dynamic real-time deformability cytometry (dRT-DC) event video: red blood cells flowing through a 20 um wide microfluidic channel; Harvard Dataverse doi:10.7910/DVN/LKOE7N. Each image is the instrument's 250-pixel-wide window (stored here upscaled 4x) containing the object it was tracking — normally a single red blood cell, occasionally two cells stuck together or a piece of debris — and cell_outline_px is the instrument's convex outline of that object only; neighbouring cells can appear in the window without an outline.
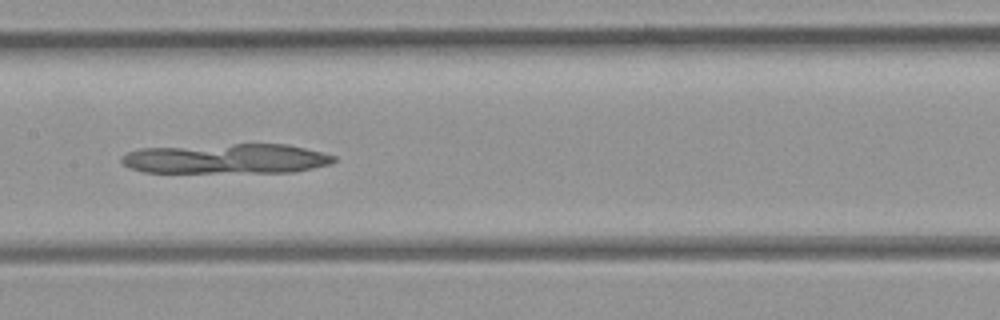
{"species": "common noctule bat (a hibernating species)", "species_latin": "Nyctalus noctula", "temperature_condition": "room temperature", "stored_images_in_passage": 38, "segment_of_instrument_passage": [1, 2], "camera_frame_rate_fps": 3000, "um_per_image_px": 0.085, "animal": {"sex": "female", "body_mass_g": 21.9}, "frame": {"image": 1, "passage_image": 16, "time_ms": 5.0, "image_size_px": [1000, 320], "cell_outline_px": [[336, 160], [332, 164], [296, 172], [144, 172], [128, 168], [120, 160], [120, 156], [128, 152], [140, 148], [232, 144], [288, 144], [324, 152], [336, 156]], "centroid_in_image_um": [19.27, 13.49], "position_along_channel_um": 188.1, "area_um2": 37.34}}
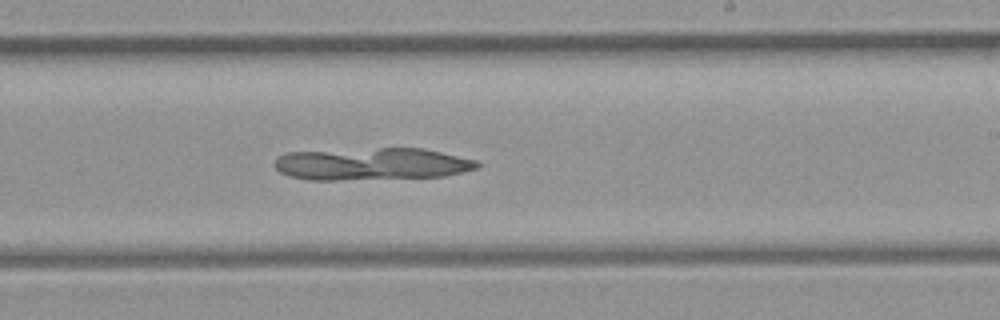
{"frame": {"image": 2, "passage_image": 21, "time_ms": 6.667, "image_size_px": [1000, 320], "cell_outline_px": [[480, 164], [476, 168], [444, 176], [336, 180], [308, 180], [288, 176], [280, 172], [272, 164], [276, 156], [288, 152], [380, 148], [424, 148], [476, 160]], "centroid_in_image_um": [31.53, 13.93], "position_along_channel_um": 257.5, "area_um2": 38.09}}